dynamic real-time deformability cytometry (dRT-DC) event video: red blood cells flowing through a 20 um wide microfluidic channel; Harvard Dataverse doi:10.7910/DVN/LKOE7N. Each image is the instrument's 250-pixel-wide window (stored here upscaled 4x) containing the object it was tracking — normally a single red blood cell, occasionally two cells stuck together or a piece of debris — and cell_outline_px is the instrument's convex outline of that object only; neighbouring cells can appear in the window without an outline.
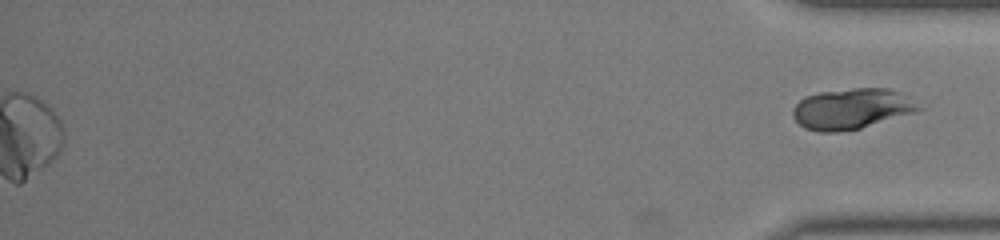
{"species": "common noctule bat (a hibernating species)", "species_latin": "Nyctalus noctula", "temperature_condition": "warm", "stored_images_in_passage": 47, "segment_of_instrument_passage": [2, 2], "camera_frame_rate_fps": 3000, "um_per_image_px": 0.085, "animal": {"sex": "male", "body_mass_g": 19.0, "forearm_length_mm": 50.8}, "frame": {"image": 1, "passage_image": 47, "time_ms": 15.333, "image_size_px": [1000, 240], "cell_outline_px": [[928, 108], [860, 128], [836, 132], [820, 132], [804, 128], [792, 116], [792, 108], [804, 96], [820, 92], [852, 88], [888, 88]], "centroid_in_image_um": [72.37, 9.25], "position_along_channel_um": 362.8, "area_um2": 29.65}}